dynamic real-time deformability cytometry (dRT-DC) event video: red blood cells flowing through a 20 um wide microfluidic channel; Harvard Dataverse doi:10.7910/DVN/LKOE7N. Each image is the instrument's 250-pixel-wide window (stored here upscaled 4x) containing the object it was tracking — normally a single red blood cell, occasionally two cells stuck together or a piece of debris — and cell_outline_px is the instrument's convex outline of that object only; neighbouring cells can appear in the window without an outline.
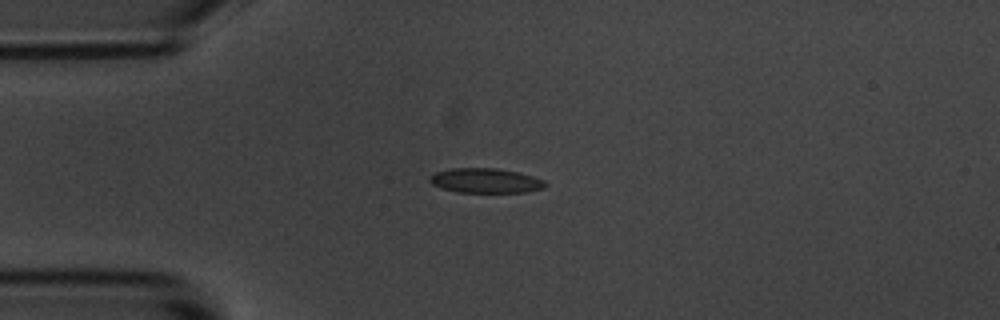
{"species": "common noctule bat (a hibernating species)", "species_latin": "Nyctalus noctula", "temperature_condition": "room temperature", "stored_images_in_passage": 6, "camera_frame_rate_fps": 3000, "um_per_image_px": 0.085, "animal": {"sex": "male", "body_mass_g": 20.1, "forearm_length_mm": 53.5}, "frame": {"image": 1, "passage_image": 4, "time_ms": 3.333, "image_size_px": [1000, 320], "cell_outline_px": [[548, 184], [544, 188], [528, 192], [456, 192], [440, 188], [432, 184], [428, 180], [436, 172], [452, 168], [496, 168], [516, 172], [532, 176], [544, 180]], "centroid_in_image_um": [41.28, 15.36], "position_along_channel_um": 43.7, "area_um2": 16.59}}
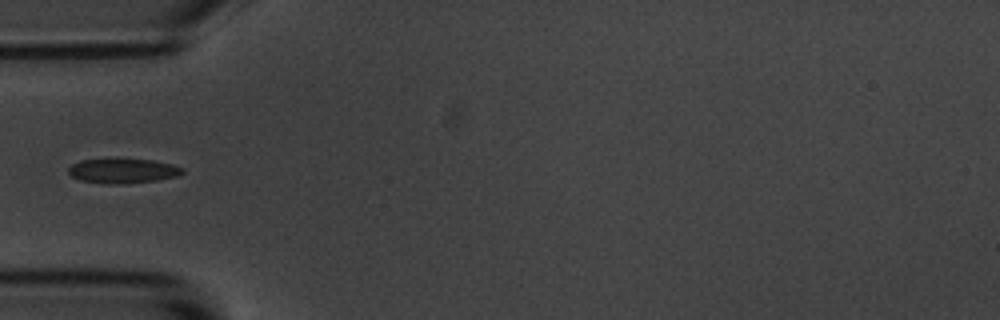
{"frame": {"image": 2, "passage_image": 5, "time_ms": 4.667, "image_size_px": [1000, 320], "cell_outline_px": [[184, 172], [176, 176], [156, 180], [116, 184], [108, 184], [80, 180], [72, 176], [68, 172], [68, 168], [72, 164], [80, 160], [152, 160], [172, 164], [184, 168]], "centroid_in_image_um": [10.44, 14.53], "position_along_channel_um": 74.6, "area_um2": 15.95}}